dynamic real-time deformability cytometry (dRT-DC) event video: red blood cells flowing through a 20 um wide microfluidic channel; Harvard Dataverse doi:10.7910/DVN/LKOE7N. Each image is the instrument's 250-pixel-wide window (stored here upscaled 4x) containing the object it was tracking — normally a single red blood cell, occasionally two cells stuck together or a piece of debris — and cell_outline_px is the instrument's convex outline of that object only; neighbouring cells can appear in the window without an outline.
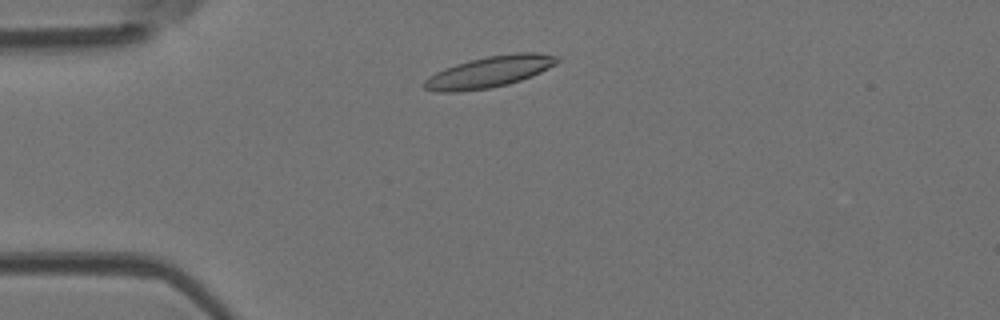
{"species": "Egyptian fruit bat (a non-hibernating species)", "species_latin": "Rousettus aegyptiacus", "temperature_condition": "room temperature", "stored_images_in_passage": 42, "camera_frame_rate_fps": 3000, "um_per_image_px": 0.085, "animal": {"sex": "female"}, "frame": {"image": 1, "passage_image": 5, "time_ms": 1.333, "image_size_px": [1000, 320], "cell_outline_px": [[560, 60], [556, 64], [532, 76], [508, 84], [488, 88], [460, 92], [436, 92], [424, 88], [420, 84], [428, 76], [444, 68], [468, 60], [488, 56], [516, 52], [536, 52], [560, 56]], "centroid_in_image_um": [41.58, 6.1], "position_along_channel_um": 43.4, "area_um2": 24.45}}
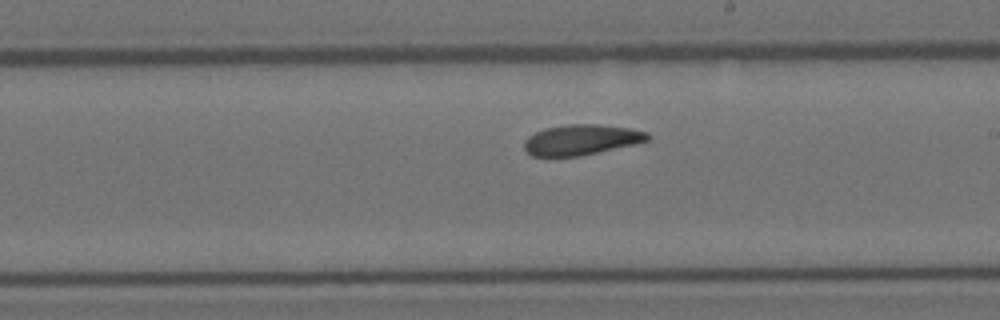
{"frame": {"image": 2, "passage_image": 21, "time_ms": 6.667, "image_size_px": [1000, 320], "cell_outline_px": [[652, 136], [648, 140], [632, 144], [580, 156], [532, 156], [524, 148], [524, 140], [528, 136], [544, 128], [568, 124], [600, 124], [632, 128], [648, 132]], "centroid_in_image_um": [49.41, 11.86], "position_along_channel_um": 239.6, "area_um2": 21.85}}
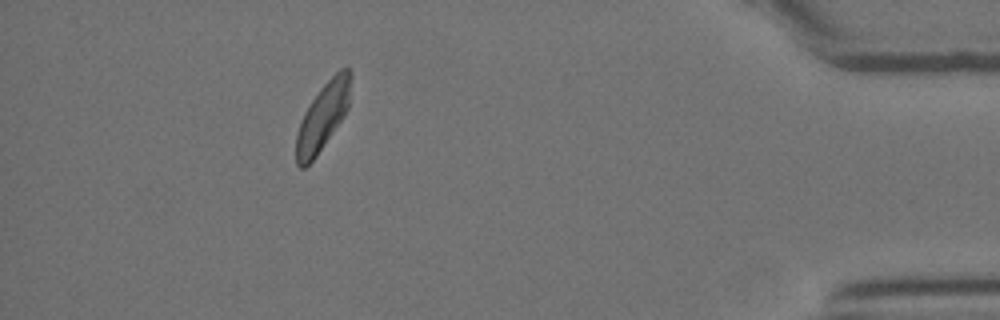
{"frame": {"image": 3, "passage_image": 37, "time_ms": 12.0, "image_size_px": [1000, 320], "cell_outline_px": [[352, 76], [348, 108], [344, 116], [316, 156], [304, 168], [300, 168], [296, 164], [296, 136], [304, 112], [320, 88], [340, 68], [348, 68], [352, 72]], "centroid_in_image_um": [27.45, 9.89], "position_along_channel_um": 407.7, "area_um2": 21.15}, "authors_computed_cell_mechanics": {"area_um2": 22.3397, "velocity_mm_per_s": 4.138, "shape_relaxation_time_tau1_ms": 10.4465, "shape_relaxation_time_tau2_ms": 4.8571, "deformation_change_tau1": 0.2431, "deformation_change_tau2": 0.1296}}